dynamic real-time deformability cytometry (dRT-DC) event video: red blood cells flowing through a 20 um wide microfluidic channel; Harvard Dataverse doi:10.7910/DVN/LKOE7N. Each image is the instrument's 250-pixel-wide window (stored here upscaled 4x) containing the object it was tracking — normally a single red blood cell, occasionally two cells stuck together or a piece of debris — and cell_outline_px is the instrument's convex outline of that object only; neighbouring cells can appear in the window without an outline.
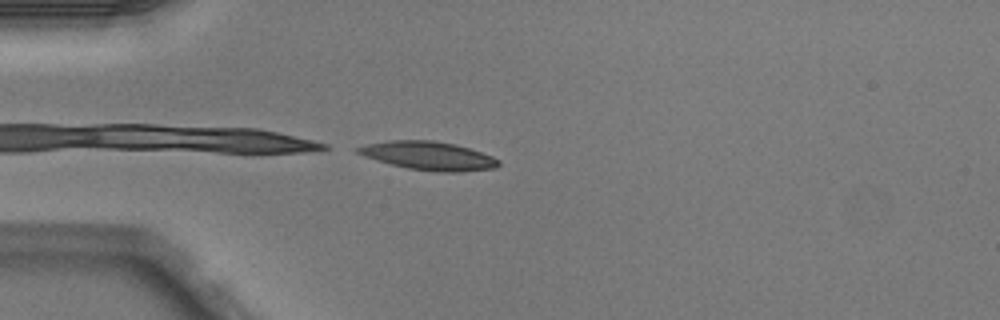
{"species": "Egyptian fruit bat (a non-hibernating species)", "species_latin": "Rousettus aegyptiacus", "temperature_condition": "warm", "stored_images_in_passage": 4, "camera_frame_rate_fps": 3000, "um_per_image_px": 0.085, "animal": {"sex": "male"}, "frame": {"image": 1, "passage_image": 3, "time_ms": 0.667, "image_size_px": [1000, 320], "cell_outline_px": [[500, 164], [496, 168], [460, 172], [440, 172], [408, 168], [392, 164], [364, 156], [356, 152], [352, 148], [364, 144], [392, 140], [432, 140], [456, 144], [492, 156], [500, 160]], "centroid_in_image_um": [36.42, 13.23], "position_along_channel_um": 48.6, "area_um2": 23.35}}